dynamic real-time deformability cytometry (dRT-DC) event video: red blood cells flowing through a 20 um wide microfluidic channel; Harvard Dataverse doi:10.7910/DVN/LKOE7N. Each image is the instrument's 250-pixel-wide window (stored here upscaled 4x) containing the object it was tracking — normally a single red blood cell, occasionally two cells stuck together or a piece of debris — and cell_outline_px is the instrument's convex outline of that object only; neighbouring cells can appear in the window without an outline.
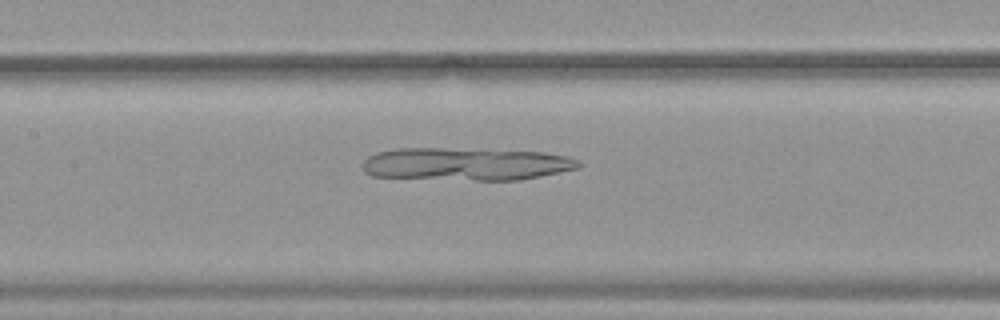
{"species": "common noctule bat (a hibernating species)", "species_latin": "Nyctalus noctula", "temperature_condition": "warm", "stored_images_in_passage": 53, "camera_frame_rate_fps": 3000, "um_per_image_px": 0.085, "animal": {"sex": "female", "body_mass_g": 19.9}, "frame": {"image": 1, "passage_image": 26, "time_ms": 8.333, "image_size_px": [1000, 320], "cell_outline_px": [[584, 164], [580, 168], [520, 180], [476, 180], [372, 176], [364, 172], [360, 164], [368, 156], [376, 152], [396, 148], [444, 148], [544, 152], [568, 156], [580, 160]], "centroid_in_image_um": [39.62, 13.94], "position_along_channel_um": 167.8, "area_um2": 41.5}}
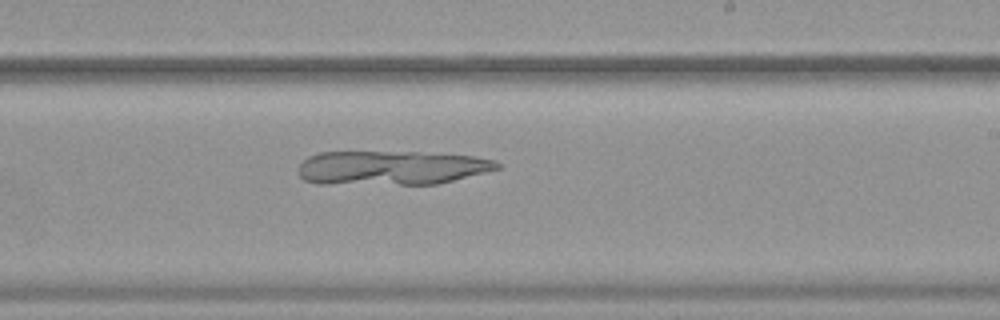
{"frame": {"image": 2, "passage_image": 33, "time_ms": 10.667, "image_size_px": [1000, 320], "cell_outline_px": [[500, 168], [436, 184], [316, 184], [304, 180], [300, 176], [300, 164], [308, 156], [320, 152], [416, 152], [476, 156], [496, 160], [500, 164]], "centroid_in_image_um": [33.25, 14.26], "position_along_channel_um": 255.8, "area_um2": 39.54}}
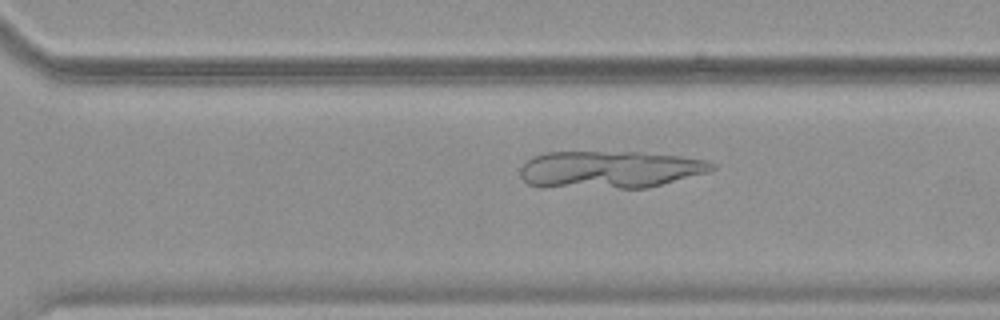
{"frame": {"image": 3, "passage_image": 38, "time_ms": 12.333, "image_size_px": [1000, 320], "cell_outline_px": [[716, 168], [708, 172], [648, 188], [540, 188], [528, 184], [520, 176], [520, 168], [532, 156], [544, 152], [640, 152], [680, 156], [704, 160], [716, 164]], "centroid_in_image_um": [51.78, 14.42], "position_along_channel_um": 318.8, "area_um2": 42.31}}